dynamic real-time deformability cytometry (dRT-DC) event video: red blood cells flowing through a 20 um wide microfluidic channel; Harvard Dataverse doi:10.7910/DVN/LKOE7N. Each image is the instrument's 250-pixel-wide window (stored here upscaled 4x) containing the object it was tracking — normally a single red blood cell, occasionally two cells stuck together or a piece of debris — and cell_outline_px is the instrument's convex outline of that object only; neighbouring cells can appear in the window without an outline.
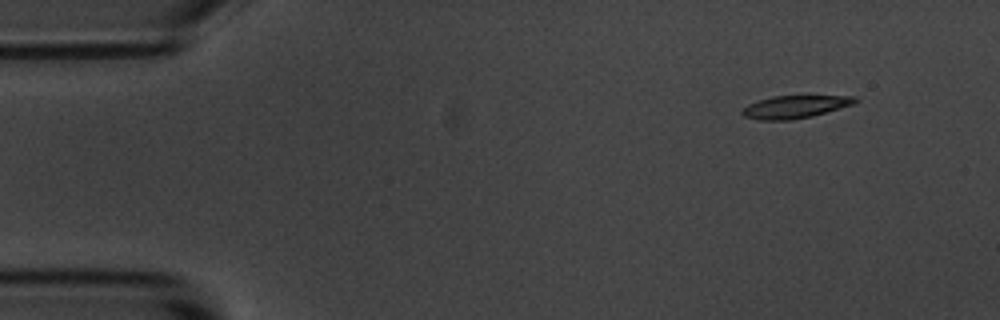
{"species": "common noctule bat (a hibernating species)", "species_latin": "Nyctalus noctula", "temperature_condition": "room temperature", "stored_images_in_passage": 5, "camera_frame_rate_fps": 3000, "um_per_image_px": 0.085, "animal": {"sex": "male", "body_mass_g": 20.1, "forearm_length_mm": 53.5}, "frame": {"image": 1, "passage_image": 1, "time_ms": 0.0, "image_size_px": [1000, 320], "cell_outline_px": [[860, 100], [856, 104], [812, 116], [792, 120], [760, 120], [744, 116], [740, 112], [748, 104], [772, 96], [856, 96]], "centroid_in_image_um": [67.63, 9.08], "position_along_channel_um": 17.4, "area_um2": 14.97}}
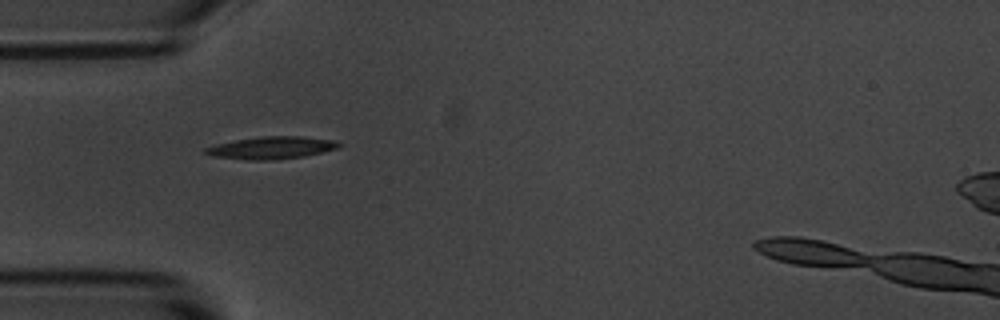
{"frame": {"image": 2, "passage_image": 4, "time_ms": 3.667, "image_size_px": [1000, 320], "cell_outline_px": [[344, 144], [336, 148], [304, 156], [272, 160], [244, 160], [212, 156], [204, 152], [204, 148], [216, 144], [236, 140], [260, 136], [300, 136], [336, 140]], "centroid_in_image_um": [23.07, 12.56], "position_along_channel_um": 61.9, "area_um2": 17.4}}